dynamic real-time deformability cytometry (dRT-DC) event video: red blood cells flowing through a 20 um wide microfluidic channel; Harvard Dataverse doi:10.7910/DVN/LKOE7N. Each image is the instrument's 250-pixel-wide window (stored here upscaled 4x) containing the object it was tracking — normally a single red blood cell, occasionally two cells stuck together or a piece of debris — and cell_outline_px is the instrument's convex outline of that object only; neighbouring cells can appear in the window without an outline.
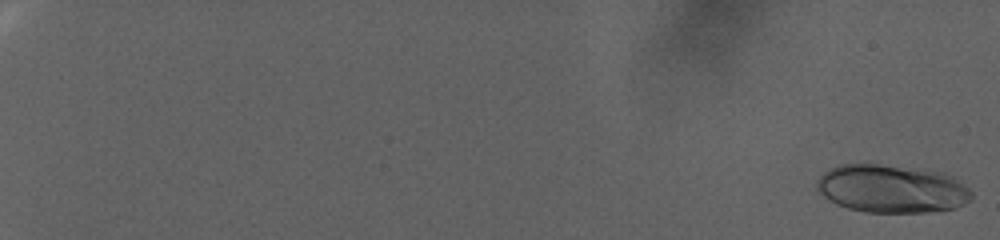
{"species": "human", "species_latin": "Homo sapiens", "temperature_condition": "warm", "stored_images_in_passage": 96, "camera_frame_rate_fps": 3000, "um_per_image_px": 0.085, "donor": {"sex": "female"}, "frame": {"image": 1, "passage_image": 2, "time_ms": 0.333, "image_size_px": [1000, 240], "cell_outline_px": [[972, 196], [964, 204], [956, 208], [928, 212], [864, 212], [848, 208], [836, 204], [824, 196], [816, 188], [816, 180], [824, 172], [840, 164], [868, 160], [924, 168], [944, 172], [952, 176], [968, 188], [972, 192]], "centroid_in_image_um": [75.77, 15.98], "position_along_channel_um": 9.2, "area_um2": 44.68}}
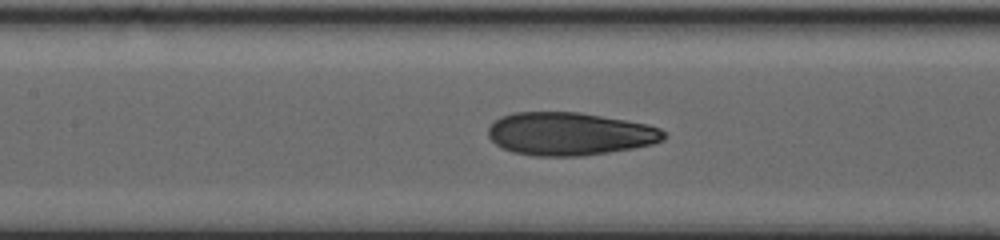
{"frame": {"image": 2, "passage_image": 54, "time_ms": 17.667, "image_size_px": [1000, 240], "cell_outline_px": [[668, 136], [664, 140], [652, 144], [632, 148], [608, 152], [580, 156], [532, 156], [512, 152], [496, 144], [488, 136], [488, 128], [500, 116], [512, 112], [580, 112], [648, 124], [660, 128], [668, 132]], "centroid_in_image_um": [48.44, 11.37], "position_along_channel_um": 159.0, "area_um2": 44.22}}
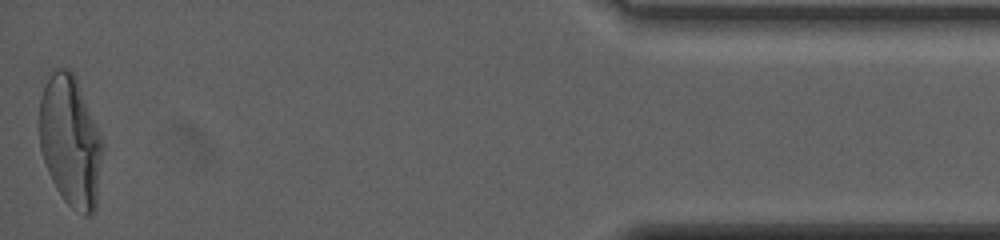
{"frame": {"image": 3, "passage_image": 96, "time_ms": 31.667, "image_size_px": [1000, 240], "cell_outline_px": [[104, 148], [96, 208], [88, 216], [84, 216], [72, 208], [64, 200], [56, 188], [48, 172], [40, 148], [40, 96], [52, 72], [56, 68], [68, 68], [76, 76], [100, 132], [104, 144]], "centroid_in_image_um": [6.02, 12.02], "position_along_channel_um": 429.2, "area_um2": 48.44}, "authors_computed_cell_mechanics": {"area_um2": 43.1188, "velocity_mm_per_s": 2.3671, "shape_relaxation_time_tau1_ms": 11.3643, "shape_relaxation_time_tau2_ms": 1.4937, "deformation_change_tau1": 0.2857, "deformation_change_tau2": 0.0782}}